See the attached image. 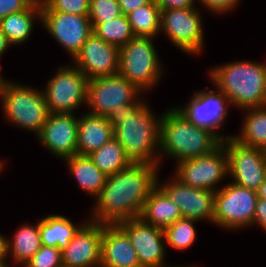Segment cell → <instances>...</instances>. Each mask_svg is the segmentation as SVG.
I'll return each mask as SVG.
<instances>
[{
	"instance_id": "6da1fadb",
	"label": "cell",
	"mask_w": 266,
	"mask_h": 267,
	"mask_svg": "<svg viewBox=\"0 0 266 267\" xmlns=\"http://www.w3.org/2000/svg\"><path fill=\"white\" fill-rule=\"evenodd\" d=\"M159 165L132 163L108 175L105 185L91 207V221L117 224L138 218L150 192L157 186Z\"/></svg>"
},
{
	"instance_id": "7a4b0ae2",
	"label": "cell",
	"mask_w": 266,
	"mask_h": 267,
	"mask_svg": "<svg viewBox=\"0 0 266 267\" xmlns=\"http://www.w3.org/2000/svg\"><path fill=\"white\" fill-rule=\"evenodd\" d=\"M144 95L117 106L107 119L114 128V138L133 163L159 165L161 115L155 114Z\"/></svg>"
},
{
	"instance_id": "3957f363",
	"label": "cell",
	"mask_w": 266,
	"mask_h": 267,
	"mask_svg": "<svg viewBox=\"0 0 266 267\" xmlns=\"http://www.w3.org/2000/svg\"><path fill=\"white\" fill-rule=\"evenodd\" d=\"M212 85L229 100L231 107L251 109L266 106V63L232 61L207 70Z\"/></svg>"
},
{
	"instance_id": "277c9868",
	"label": "cell",
	"mask_w": 266,
	"mask_h": 267,
	"mask_svg": "<svg viewBox=\"0 0 266 267\" xmlns=\"http://www.w3.org/2000/svg\"><path fill=\"white\" fill-rule=\"evenodd\" d=\"M221 142L210 130L195 126L176 107L167 108L161 114L159 166L164 158L173 159L177 164L207 155Z\"/></svg>"
},
{
	"instance_id": "5b68a950",
	"label": "cell",
	"mask_w": 266,
	"mask_h": 267,
	"mask_svg": "<svg viewBox=\"0 0 266 267\" xmlns=\"http://www.w3.org/2000/svg\"><path fill=\"white\" fill-rule=\"evenodd\" d=\"M153 37L134 36L120 47L119 71L143 93L153 91L165 74ZM161 61V62H160Z\"/></svg>"
},
{
	"instance_id": "8992f818",
	"label": "cell",
	"mask_w": 266,
	"mask_h": 267,
	"mask_svg": "<svg viewBox=\"0 0 266 267\" xmlns=\"http://www.w3.org/2000/svg\"><path fill=\"white\" fill-rule=\"evenodd\" d=\"M13 80L0 92V103L5 121L37 137L50 112L42 89Z\"/></svg>"
},
{
	"instance_id": "52a82bcc",
	"label": "cell",
	"mask_w": 266,
	"mask_h": 267,
	"mask_svg": "<svg viewBox=\"0 0 266 267\" xmlns=\"http://www.w3.org/2000/svg\"><path fill=\"white\" fill-rule=\"evenodd\" d=\"M257 191L229 182L215 192L213 224L237 231L253 227Z\"/></svg>"
},
{
	"instance_id": "ba28073f",
	"label": "cell",
	"mask_w": 266,
	"mask_h": 267,
	"mask_svg": "<svg viewBox=\"0 0 266 267\" xmlns=\"http://www.w3.org/2000/svg\"><path fill=\"white\" fill-rule=\"evenodd\" d=\"M57 68L42 89L49 112L74 114L81 106L86 108L89 79L74 65Z\"/></svg>"
},
{
	"instance_id": "9c48e42d",
	"label": "cell",
	"mask_w": 266,
	"mask_h": 267,
	"mask_svg": "<svg viewBox=\"0 0 266 267\" xmlns=\"http://www.w3.org/2000/svg\"><path fill=\"white\" fill-rule=\"evenodd\" d=\"M200 8L161 10L160 33L177 49L191 56L202 54L205 47Z\"/></svg>"
},
{
	"instance_id": "30bf717a",
	"label": "cell",
	"mask_w": 266,
	"mask_h": 267,
	"mask_svg": "<svg viewBox=\"0 0 266 267\" xmlns=\"http://www.w3.org/2000/svg\"><path fill=\"white\" fill-rule=\"evenodd\" d=\"M175 165L173 175L194 188L217 192L218 184L229 176L228 154L222 143L207 155L185 159Z\"/></svg>"
},
{
	"instance_id": "8fae6325",
	"label": "cell",
	"mask_w": 266,
	"mask_h": 267,
	"mask_svg": "<svg viewBox=\"0 0 266 267\" xmlns=\"http://www.w3.org/2000/svg\"><path fill=\"white\" fill-rule=\"evenodd\" d=\"M214 88V90L204 88L195 91L187 104L178 105L176 108L195 126L210 130L221 141H224L232 135H224L218 130H224V121L228 118L231 104L221 91Z\"/></svg>"
},
{
	"instance_id": "7c38bea8",
	"label": "cell",
	"mask_w": 266,
	"mask_h": 267,
	"mask_svg": "<svg viewBox=\"0 0 266 267\" xmlns=\"http://www.w3.org/2000/svg\"><path fill=\"white\" fill-rule=\"evenodd\" d=\"M143 94L128 79L117 73L88 80V112L108 116L114 108L135 102Z\"/></svg>"
},
{
	"instance_id": "4fadbf2b",
	"label": "cell",
	"mask_w": 266,
	"mask_h": 267,
	"mask_svg": "<svg viewBox=\"0 0 266 267\" xmlns=\"http://www.w3.org/2000/svg\"><path fill=\"white\" fill-rule=\"evenodd\" d=\"M221 143L228 154V171L231 182L257 191L266 179V150L245 146L232 137Z\"/></svg>"
},
{
	"instance_id": "5bb4252c",
	"label": "cell",
	"mask_w": 266,
	"mask_h": 267,
	"mask_svg": "<svg viewBox=\"0 0 266 267\" xmlns=\"http://www.w3.org/2000/svg\"><path fill=\"white\" fill-rule=\"evenodd\" d=\"M134 247L141 267H174L166 264L164 231L143 222L139 217L117 223Z\"/></svg>"
},
{
	"instance_id": "9a60e30c",
	"label": "cell",
	"mask_w": 266,
	"mask_h": 267,
	"mask_svg": "<svg viewBox=\"0 0 266 267\" xmlns=\"http://www.w3.org/2000/svg\"><path fill=\"white\" fill-rule=\"evenodd\" d=\"M157 176V186L181 210L183 218L213 223L215 192L183 184L174 175L161 183Z\"/></svg>"
},
{
	"instance_id": "2e32d148",
	"label": "cell",
	"mask_w": 266,
	"mask_h": 267,
	"mask_svg": "<svg viewBox=\"0 0 266 267\" xmlns=\"http://www.w3.org/2000/svg\"><path fill=\"white\" fill-rule=\"evenodd\" d=\"M40 24L72 59L93 33L89 16L63 12H41Z\"/></svg>"
},
{
	"instance_id": "e0dca14e",
	"label": "cell",
	"mask_w": 266,
	"mask_h": 267,
	"mask_svg": "<svg viewBox=\"0 0 266 267\" xmlns=\"http://www.w3.org/2000/svg\"><path fill=\"white\" fill-rule=\"evenodd\" d=\"M120 48L98 37L94 32L87 38L72 63L89 80L117 74Z\"/></svg>"
},
{
	"instance_id": "ac0fdd59",
	"label": "cell",
	"mask_w": 266,
	"mask_h": 267,
	"mask_svg": "<svg viewBox=\"0 0 266 267\" xmlns=\"http://www.w3.org/2000/svg\"><path fill=\"white\" fill-rule=\"evenodd\" d=\"M74 113H50L38 142L57 159L77 154L78 116Z\"/></svg>"
},
{
	"instance_id": "d6986e66",
	"label": "cell",
	"mask_w": 266,
	"mask_h": 267,
	"mask_svg": "<svg viewBox=\"0 0 266 267\" xmlns=\"http://www.w3.org/2000/svg\"><path fill=\"white\" fill-rule=\"evenodd\" d=\"M102 233L103 224L87 220L61 251L63 267H100Z\"/></svg>"
},
{
	"instance_id": "ffe728a7",
	"label": "cell",
	"mask_w": 266,
	"mask_h": 267,
	"mask_svg": "<svg viewBox=\"0 0 266 267\" xmlns=\"http://www.w3.org/2000/svg\"><path fill=\"white\" fill-rule=\"evenodd\" d=\"M100 267H141L134 247L117 224H103Z\"/></svg>"
},
{
	"instance_id": "44dd1931",
	"label": "cell",
	"mask_w": 266,
	"mask_h": 267,
	"mask_svg": "<svg viewBox=\"0 0 266 267\" xmlns=\"http://www.w3.org/2000/svg\"><path fill=\"white\" fill-rule=\"evenodd\" d=\"M114 138L106 116L84 112L78 117L77 154L90 155Z\"/></svg>"
},
{
	"instance_id": "7402d4cb",
	"label": "cell",
	"mask_w": 266,
	"mask_h": 267,
	"mask_svg": "<svg viewBox=\"0 0 266 267\" xmlns=\"http://www.w3.org/2000/svg\"><path fill=\"white\" fill-rule=\"evenodd\" d=\"M139 218L150 225L165 227L182 218L180 208L156 186L145 200Z\"/></svg>"
},
{
	"instance_id": "603a6c76",
	"label": "cell",
	"mask_w": 266,
	"mask_h": 267,
	"mask_svg": "<svg viewBox=\"0 0 266 267\" xmlns=\"http://www.w3.org/2000/svg\"><path fill=\"white\" fill-rule=\"evenodd\" d=\"M62 161L66 162L68 172L78 187L95 200L105 185L107 175L94 164L89 155L75 154Z\"/></svg>"
},
{
	"instance_id": "cb8c5ba5",
	"label": "cell",
	"mask_w": 266,
	"mask_h": 267,
	"mask_svg": "<svg viewBox=\"0 0 266 267\" xmlns=\"http://www.w3.org/2000/svg\"><path fill=\"white\" fill-rule=\"evenodd\" d=\"M35 22L41 23V4L38 3H33L25 10L2 18L0 31L12 46H20L29 40L35 29Z\"/></svg>"
},
{
	"instance_id": "d4e9b609",
	"label": "cell",
	"mask_w": 266,
	"mask_h": 267,
	"mask_svg": "<svg viewBox=\"0 0 266 267\" xmlns=\"http://www.w3.org/2000/svg\"><path fill=\"white\" fill-rule=\"evenodd\" d=\"M85 222L86 220L76 225L62 214H50L42 218L39 220L42 245L64 250Z\"/></svg>"
},
{
	"instance_id": "484cf974",
	"label": "cell",
	"mask_w": 266,
	"mask_h": 267,
	"mask_svg": "<svg viewBox=\"0 0 266 267\" xmlns=\"http://www.w3.org/2000/svg\"><path fill=\"white\" fill-rule=\"evenodd\" d=\"M31 225L25 223L20 225L8 240L9 257L11 263L24 267L32 256L41 248V237L39 222Z\"/></svg>"
},
{
	"instance_id": "4316f807",
	"label": "cell",
	"mask_w": 266,
	"mask_h": 267,
	"mask_svg": "<svg viewBox=\"0 0 266 267\" xmlns=\"http://www.w3.org/2000/svg\"><path fill=\"white\" fill-rule=\"evenodd\" d=\"M241 111L245 113L240 133L232 138L245 146L266 150V106Z\"/></svg>"
},
{
	"instance_id": "83f0119b",
	"label": "cell",
	"mask_w": 266,
	"mask_h": 267,
	"mask_svg": "<svg viewBox=\"0 0 266 267\" xmlns=\"http://www.w3.org/2000/svg\"><path fill=\"white\" fill-rule=\"evenodd\" d=\"M89 156L94 164L107 176L129 167L133 163L115 138L104 144L100 149L93 151Z\"/></svg>"
},
{
	"instance_id": "f1b7e54d",
	"label": "cell",
	"mask_w": 266,
	"mask_h": 267,
	"mask_svg": "<svg viewBox=\"0 0 266 267\" xmlns=\"http://www.w3.org/2000/svg\"><path fill=\"white\" fill-rule=\"evenodd\" d=\"M135 36L153 37L160 33L161 8L156 1L141 6L127 15Z\"/></svg>"
},
{
	"instance_id": "f546056e",
	"label": "cell",
	"mask_w": 266,
	"mask_h": 267,
	"mask_svg": "<svg viewBox=\"0 0 266 267\" xmlns=\"http://www.w3.org/2000/svg\"><path fill=\"white\" fill-rule=\"evenodd\" d=\"M91 24L93 32L98 37L119 48L135 36L132 32L128 17L124 14L106 22Z\"/></svg>"
},
{
	"instance_id": "4dcf8cb0",
	"label": "cell",
	"mask_w": 266,
	"mask_h": 267,
	"mask_svg": "<svg viewBox=\"0 0 266 267\" xmlns=\"http://www.w3.org/2000/svg\"><path fill=\"white\" fill-rule=\"evenodd\" d=\"M200 222L198 220L189 218H180L173 224L163 229L166 248L171 247L177 251L184 249L187 250L193 246L195 240H197V231L195 224Z\"/></svg>"
},
{
	"instance_id": "1f68e13d",
	"label": "cell",
	"mask_w": 266,
	"mask_h": 267,
	"mask_svg": "<svg viewBox=\"0 0 266 267\" xmlns=\"http://www.w3.org/2000/svg\"><path fill=\"white\" fill-rule=\"evenodd\" d=\"M118 0H90L89 19L91 23H101L121 16Z\"/></svg>"
},
{
	"instance_id": "d6a6232c",
	"label": "cell",
	"mask_w": 266,
	"mask_h": 267,
	"mask_svg": "<svg viewBox=\"0 0 266 267\" xmlns=\"http://www.w3.org/2000/svg\"><path fill=\"white\" fill-rule=\"evenodd\" d=\"M90 0H47L41 4V12H63L89 16Z\"/></svg>"
},
{
	"instance_id": "836d02e7",
	"label": "cell",
	"mask_w": 266,
	"mask_h": 267,
	"mask_svg": "<svg viewBox=\"0 0 266 267\" xmlns=\"http://www.w3.org/2000/svg\"><path fill=\"white\" fill-rule=\"evenodd\" d=\"M24 267H63L61 251L42 245Z\"/></svg>"
},
{
	"instance_id": "e575fe53",
	"label": "cell",
	"mask_w": 266,
	"mask_h": 267,
	"mask_svg": "<svg viewBox=\"0 0 266 267\" xmlns=\"http://www.w3.org/2000/svg\"><path fill=\"white\" fill-rule=\"evenodd\" d=\"M201 4V8L207 9V11L213 14H228L229 11H235V8L240 5V0H198Z\"/></svg>"
},
{
	"instance_id": "d590c367",
	"label": "cell",
	"mask_w": 266,
	"mask_h": 267,
	"mask_svg": "<svg viewBox=\"0 0 266 267\" xmlns=\"http://www.w3.org/2000/svg\"><path fill=\"white\" fill-rule=\"evenodd\" d=\"M32 4V0H0V20L8 15L25 10Z\"/></svg>"
},
{
	"instance_id": "8d00e7d4",
	"label": "cell",
	"mask_w": 266,
	"mask_h": 267,
	"mask_svg": "<svg viewBox=\"0 0 266 267\" xmlns=\"http://www.w3.org/2000/svg\"><path fill=\"white\" fill-rule=\"evenodd\" d=\"M254 226L266 232V199L258 198L257 200L253 219Z\"/></svg>"
},
{
	"instance_id": "74e56055",
	"label": "cell",
	"mask_w": 266,
	"mask_h": 267,
	"mask_svg": "<svg viewBox=\"0 0 266 267\" xmlns=\"http://www.w3.org/2000/svg\"><path fill=\"white\" fill-rule=\"evenodd\" d=\"M198 0H157L156 3L161 8L164 9H181V8H189L196 7L195 4Z\"/></svg>"
},
{
	"instance_id": "f35d334b",
	"label": "cell",
	"mask_w": 266,
	"mask_h": 267,
	"mask_svg": "<svg viewBox=\"0 0 266 267\" xmlns=\"http://www.w3.org/2000/svg\"><path fill=\"white\" fill-rule=\"evenodd\" d=\"M152 2L153 0H118L121 13L126 16L141 6L150 4Z\"/></svg>"
},
{
	"instance_id": "ab89813d",
	"label": "cell",
	"mask_w": 266,
	"mask_h": 267,
	"mask_svg": "<svg viewBox=\"0 0 266 267\" xmlns=\"http://www.w3.org/2000/svg\"><path fill=\"white\" fill-rule=\"evenodd\" d=\"M6 235H3L0 233V262L4 264H11L10 262L7 263V258H9V248H8V240L9 238L5 237Z\"/></svg>"
},
{
	"instance_id": "60d3db41",
	"label": "cell",
	"mask_w": 266,
	"mask_h": 267,
	"mask_svg": "<svg viewBox=\"0 0 266 267\" xmlns=\"http://www.w3.org/2000/svg\"><path fill=\"white\" fill-rule=\"evenodd\" d=\"M12 46L9 42L8 39L5 37V35L0 31V57H2L9 47Z\"/></svg>"
},
{
	"instance_id": "b9f144b4",
	"label": "cell",
	"mask_w": 266,
	"mask_h": 267,
	"mask_svg": "<svg viewBox=\"0 0 266 267\" xmlns=\"http://www.w3.org/2000/svg\"><path fill=\"white\" fill-rule=\"evenodd\" d=\"M258 198L266 199V179L257 190Z\"/></svg>"
},
{
	"instance_id": "7bdbcfd3",
	"label": "cell",
	"mask_w": 266,
	"mask_h": 267,
	"mask_svg": "<svg viewBox=\"0 0 266 267\" xmlns=\"http://www.w3.org/2000/svg\"><path fill=\"white\" fill-rule=\"evenodd\" d=\"M1 72L2 71L0 66V92L12 82V80L10 81L9 79L7 80L6 77H3Z\"/></svg>"
},
{
	"instance_id": "ee69618b",
	"label": "cell",
	"mask_w": 266,
	"mask_h": 267,
	"mask_svg": "<svg viewBox=\"0 0 266 267\" xmlns=\"http://www.w3.org/2000/svg\"><path fill=\"white\" fill-rule=\"evenodd\" d=\"M33 3L44 4L47 0H32Z\"/></svg>"
},
{
	"instance_id": "f6af8a7d",
	"label": "cell",
	"mask_w": 266,
	"mask_h": 267,
	"mask_svg": "<svg viewBox=\"0 0 266 267\" xmlns=\"http://www.w3.org/2000/svg\"><path fill=\"white\" fill-rule=\"evenodd\" d=\"M4 166H5L4 161L1 159L0 160V173H2Z\"/></svg>"
},
{
	"instance_id": "bcb514c9",
	"label": "cell",
	"mask_w": 266,
	"mask_h": 267,
	"mask_svg": "<svg viewBox=\"0 0 266 267\" xmlns=\"http://www.w3.org/2000/svg\"><path fill=\"white\" fill-rule=\"evenodd\" d=\"M174 267H196V265L195 266L194 265H190V264L189 265H180V266L179 265L178 266L174 265Z\"/></svg>"
},
{
	"instance_id": "7dc6e473",
	"label": "cell",
	"mask_w": 266,
	"mask_h": 267,
	"mask_svg": "<svg viewBox=\"0 0 266 267\" xmlns=\"http://www.w3.org/2000/svg\"><path fill=\"white\" fill-rule=\"evenodd\" d=\"M11 265L10 264H4L2 262H0V267H10Z\"/></svg>"
}]
</instances>
